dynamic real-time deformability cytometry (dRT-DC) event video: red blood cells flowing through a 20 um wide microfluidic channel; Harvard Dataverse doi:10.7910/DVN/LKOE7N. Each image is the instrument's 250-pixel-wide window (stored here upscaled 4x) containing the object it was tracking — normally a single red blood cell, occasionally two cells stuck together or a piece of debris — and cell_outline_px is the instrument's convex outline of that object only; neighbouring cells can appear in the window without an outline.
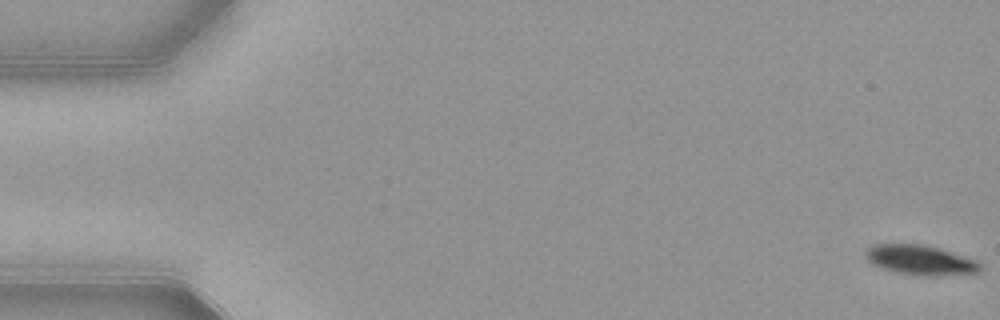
{"species": "common noctule bat (a hibernating species)", "species_latin": "Nyctalus noctula", "temperature_condition": "warm", "stored_images_in_passage": 15, "camera_frame_rate_fps": 3000, "um_per_image_px": 0.085, "animal": {"sex": "female", "body_mass_g": 21.9}, "frame": {"image": 1, "passage_image": 1, "time_ms": 0.0, "image_size_px": [1000, 320], "cell_outline_px": [[980, 272], [936, 276], [928, 276], [900, 272], [884, 268], [868, 260], [864, 252], [872, 244], [924, 244], [952, 252], [976, 260], [980, 264]], "centroid_in_image_um": [78.25, 22.09], "position_along_channel_um": 6.7, "area_um2": 19.48}}